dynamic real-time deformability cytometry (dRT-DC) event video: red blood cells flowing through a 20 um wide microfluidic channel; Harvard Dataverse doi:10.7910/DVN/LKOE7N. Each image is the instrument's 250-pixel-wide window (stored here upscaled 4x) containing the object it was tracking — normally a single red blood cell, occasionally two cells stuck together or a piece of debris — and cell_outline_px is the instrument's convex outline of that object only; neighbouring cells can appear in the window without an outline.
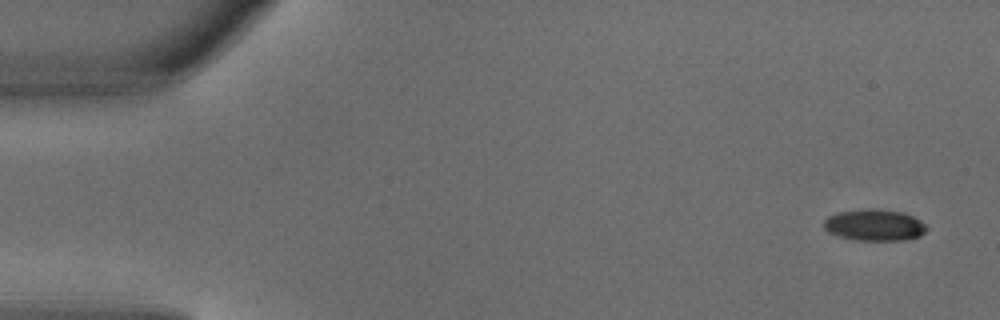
{"species": "common noctule bat (a hibernating species)", "species_latin": "Nyctalus noctula", "temperature_condition": "warm", "stored_images_in_passage": 5, "camera_frame_rate_fps": 3000, "um_per_image_px": 0.085, "animal": {"sex": "male", "body_mass_g": 18.8}, "frame": {"image": 1, "passage_image": 1, "time_ms": 0.0, "image_size_px": [1000, 320], "cell_outline_px": [[928, 228], [920, 236], [904, 240], [856, 240], [840, 236], [828, 232], [824, 228], [824, 220], [828, 216], [836, 212], [864, 208], [876, 208], [904, 212], [920, 220]], "centroid_in_image_um": [74.32, 19.11], "position_along_channel_um": 10.7, "area_um2": 19.02}}
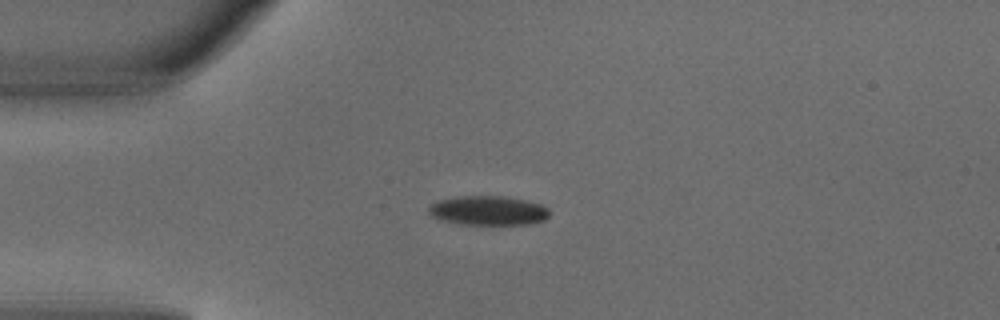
{"frame": {"image": 2, "passage_image": 4, "time_ms": 1.0, "image_size_px": [1000, 320], "cell_outline_px": [[548, 216], [544, 220], [532, 224], [460, 224], [444, 220], [432, 216], [428, 212], [428, 208], [436, 200], [456, 196], [504, 196], [524, 200], [540, 204], [548, 208]], "centroid_in_image_um": [41.48, 17.89], "position_along_channel_um": 43.5, "area_um2": 20.58}}
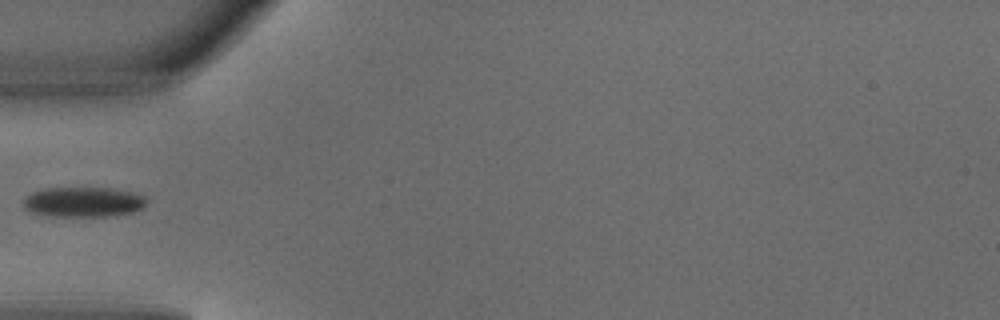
{"frame": {"image": 3, "passage_image": 5, "time_ms": 1.333, "image_size_px": [1000, 320], "cell_outline_px": [[148, 200], [144, 208], [136, 212], [108, 216], [48, 216], [28, 212], [24, 208], [24, 196], [32, 192], [44, 188], [112, 188], [132, 192], [144, 196]], "centroid_in_image_um": [7.08, 17.17], "position_along_channel_um": 77.9, "area_um2": 21.91}}